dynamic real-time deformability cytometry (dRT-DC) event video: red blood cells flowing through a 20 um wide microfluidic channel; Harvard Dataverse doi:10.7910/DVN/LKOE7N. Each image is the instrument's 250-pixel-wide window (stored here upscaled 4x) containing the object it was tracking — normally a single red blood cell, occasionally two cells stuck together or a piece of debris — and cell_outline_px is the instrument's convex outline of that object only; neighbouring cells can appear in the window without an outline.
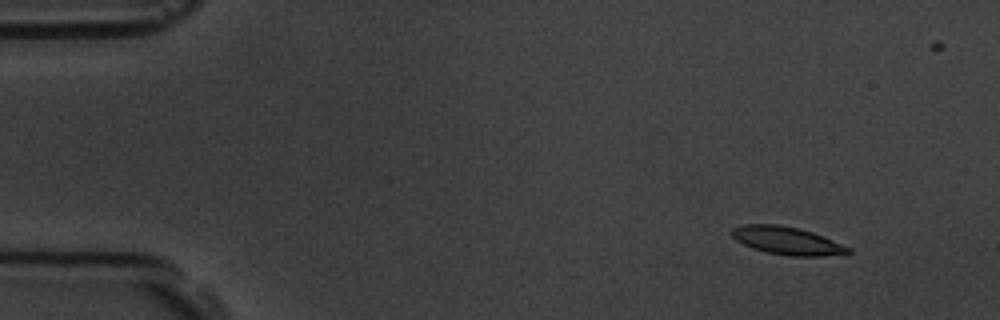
{"species": "common noctule bat (a hibernating species)", "species_latin": "Nyctalus noctula", "temperature_condition": "room temperature", "stored_images_in_passage": 15, "camera_frame_rate_fps": 3000, "um_per_image_px": 0.085, "animal": {"sex": "male", "body_mass_g": 19.5, "forearm_length_mm": 54.6}, "frame": {"image": 1, "passage_image": 1, "time_ms": 0.0, "image_size_px": [1000, 320], "cell_outline_px": [[852, 252], [824, 256], [788, 256], [768, 252], [752, 248], [736, 240], [732, 236], [732, 228], [744, 224], [776, 224], [800, 228], [824, 236], [852, 248]], "centroid_in_image_um": [66.92, 20.45], "position_along_channel_um": 18.1, "area_um2": 18.9}}
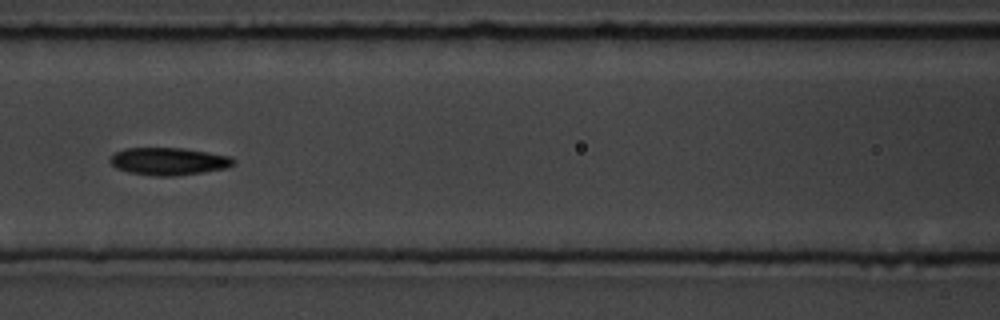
{"frame": {"image": 2, "passage_image": 6, "time_ms": 6.667, "image_size_px": [1000, 320], "cell_outline_px": [[236, 164], [228, 168], [176, 176], [152, 176], [128, 172], [116, 168], [108, 160], [116, 152], [124, 148], [184, 148], [232, 156], [236, 160]], "centroid_in_image_um": [14.38, 13.71], "position_along_channel_um": 152.2, "area_um2": 20.0}}
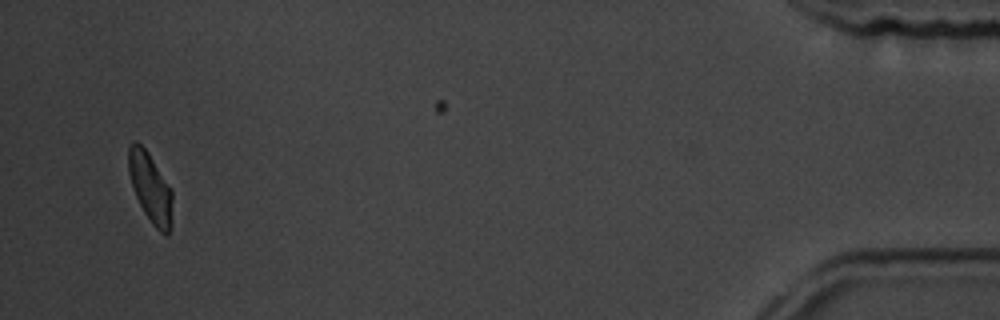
{"frame": {"image": 3, "passage_image": 14, "time_ms": 16.667, "image_size_px": [1000, 320], "cell_outline_px": [[172, 224], [168, 236], [164, 236], [156, 228], [144, 212], [136, 196], [128, 172], [128, 148], [132, 140], [136, 140], [148, 152], [172, 188]], "centroid_in_image_um": [12.8, 15.95], "position_along_channel_um": 422.4, "area_um2": 18.03}, "authors_computed_cell_mechanics": {"area_um2": 19.2474, "velocity_mm_per_s": 3.5225, "shape_relaxation_time_tau1_ms": 4.2134, "shape_relaxation_time_tau2_ms": 4.645, "deformation_change_tau1": 0.1055, "deformation_change_tau2": 0.0987}}